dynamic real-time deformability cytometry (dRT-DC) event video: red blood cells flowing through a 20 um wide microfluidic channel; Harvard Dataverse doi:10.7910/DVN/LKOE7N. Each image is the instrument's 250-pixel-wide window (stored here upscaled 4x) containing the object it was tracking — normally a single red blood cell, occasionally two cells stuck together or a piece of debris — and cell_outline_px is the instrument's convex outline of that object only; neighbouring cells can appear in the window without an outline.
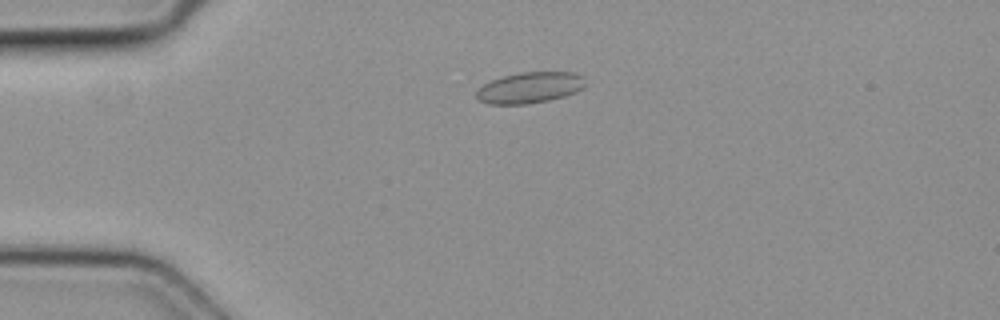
{"species": "common noctule bat (a hibernating species)", "species_latin": "Nyctalus noctula", "temperature_condition": "cold", "stored_images_in_passage": 2, "camera_frame_rate_fps": 3000, "um_per_image_px": 0.085, "animal": {"sex": "female", "body_mass_g": 19.3, "forearm_length_mm": 54.1}, "frame": {"image": 1, "passage_image": 1, "time_ms": 0.0, "image_size_px": [1000, 320], "cell_outline_px": [[584, 88], [576, 92], [564, 96], [548, 100], [528, 104], [488, 104], [476, 100], [476, 92], [484, 84], [492, 80], [504, 76], [520, 72], [576, 72], [584, 76]], "centroid_in_image_um": [45.04, 7.45], "position_along_channel_um": 40.0, "area_um2": 19.77}}